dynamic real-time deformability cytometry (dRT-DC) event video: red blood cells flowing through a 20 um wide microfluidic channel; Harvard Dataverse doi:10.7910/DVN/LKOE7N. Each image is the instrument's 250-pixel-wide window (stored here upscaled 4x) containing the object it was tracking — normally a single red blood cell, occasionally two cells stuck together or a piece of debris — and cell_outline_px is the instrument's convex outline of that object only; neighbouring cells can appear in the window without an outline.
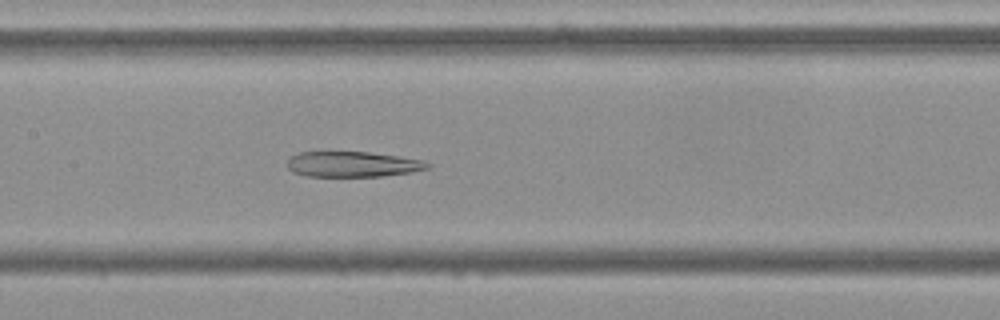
{"species": "Egyptian fruit bat (a non-hibernating species)", "species_latin": "Rousettus aegyptiacus", "temperature_condition": "cold", "stored_images_in_passage": 42, "camera_frame_rate_fps": 3000, "um_per_image_px": 0.085, "frame": {"image": 1, "passage_image": 13, "time_ms": 4.0, "image_size_px": [1000, 320], "cell_outline_px": [[432, 164], [428, 168], [412, 172], [380, 176], [304, 176], [292, 172], [288, 168], [288, 160], [292, 156], [300, 152], [368, 152], [424, 160]], "centroid_in_image_um": [29.98, 13.96], "position_along_channel_um": 177.4, "area_um2": 20.69}}
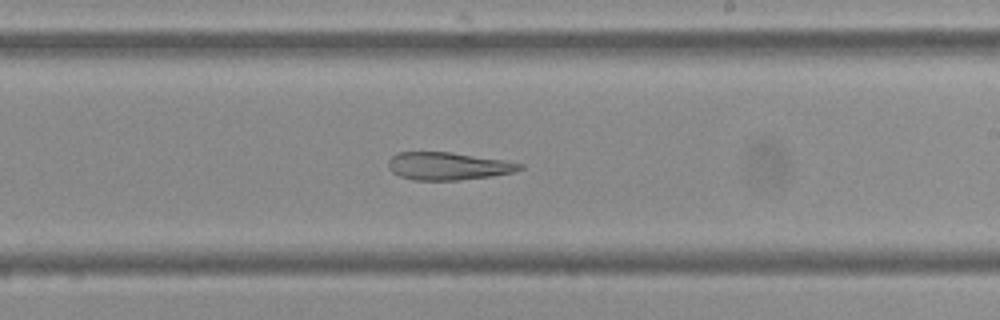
{"frame": {"image": 2, "passage_image": 19, "time_ms": 6.0, "image_size_px": [1000, 320], "cell_outline_px": [[524, 168], [512, 172], [492, 176], [460, 180], [412, 180], [400, 176], [392, 172], [388, 168], [388, 160], [396, 152], [452, 152], [504, 160], [524, 164]], "centroid_in_image_um": [38.07, 14.11], "position_along_channel_um": 250.9, "area_um2": 21.33}}
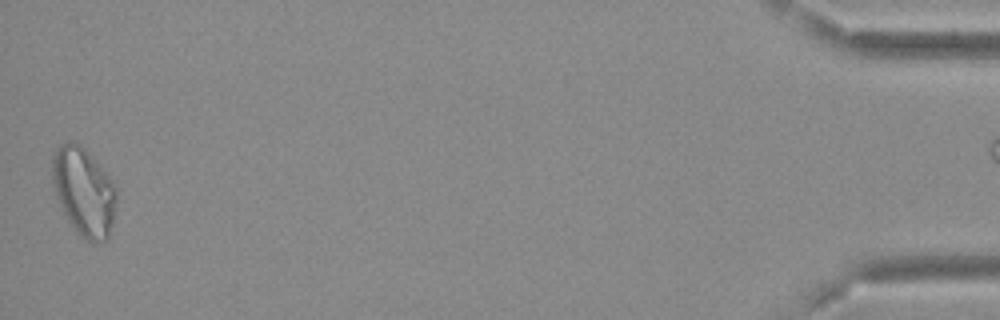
{"frame": {"image": 3, "passage_image": 41, "time_ms": 13.333, "image_size_px": [1000, 320], "cell_outline_px": [[116, 200], [112, 224], [108, 236], [104, 240], [92, 244], [80, 236], [68, 220], [56, 196], [52, 184], [52, 156], [56, 148], [60, 144], [68, 140], [72, 140], [84, 148], [92, 156], [108, 176], [116, 192]], "centroid_in_image_um": [7.09, 16.27], "position_along_channel_um": 428.1, "area_um2": 32.77}}